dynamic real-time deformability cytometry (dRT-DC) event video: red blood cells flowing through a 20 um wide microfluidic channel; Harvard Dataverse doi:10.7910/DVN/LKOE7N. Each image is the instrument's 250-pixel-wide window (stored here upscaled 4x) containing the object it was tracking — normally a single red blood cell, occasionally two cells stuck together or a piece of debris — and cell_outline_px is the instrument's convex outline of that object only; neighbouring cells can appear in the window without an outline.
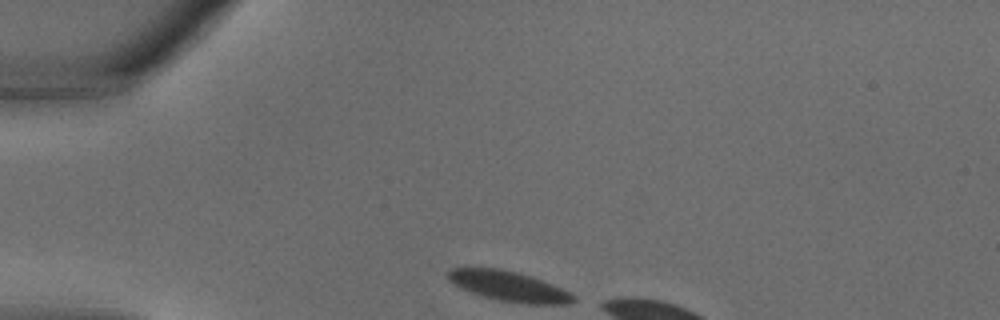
{"species": "common noctule bat (a hibernating species)", "species_latin": "Nyctalus noctula", "temperature_condition": "warm", "stored_images_in_passage": 4, "camera_frame_rate_fps": 3000, "um_per_image_px": 0.085, "animal": {"sex": "male", "body_mass_g": 18.8}, "frame": {"image": 1, "passage_image": 1, "time_ms": 0.0, "image_size_px": [1000, 320], "cell_outline_px": [[576, 300], [568, 304], [528, 304], [500, 300], [484, 296], [460, 288], [448, 280], [448, 272], [452, 268], [500, 268], [532, 276], [560, 288], [576, 296]], "centroid_in_image_um": [43.25, 24.33], "position_along_channel_um": 41.7, "area_um2": 21.68}}